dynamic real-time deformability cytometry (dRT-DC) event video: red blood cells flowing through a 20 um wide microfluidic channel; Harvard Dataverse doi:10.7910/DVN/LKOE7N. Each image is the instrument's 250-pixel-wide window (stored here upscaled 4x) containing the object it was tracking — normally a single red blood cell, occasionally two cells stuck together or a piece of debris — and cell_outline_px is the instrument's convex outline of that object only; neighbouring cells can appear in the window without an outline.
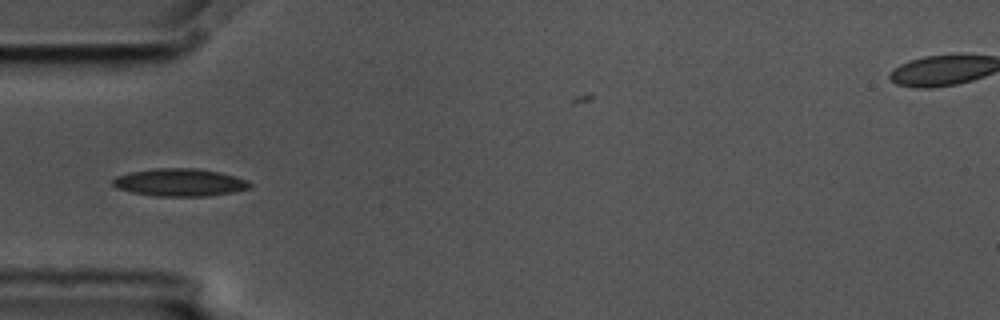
{"species": "common noctule bat (a hibernating species)", "species_latin": "Nyctalus noctula", "temperature_condition": "cold", "stored_images_in_passage": 8, "camera_frame_rate_fps": 3000, "um_per_image_px": 0.085, "animal": {"sex": "male", "body_mass_g": 17.5, "forearm_length_mm": 52.3}, "frame": {"image": 1, "passage_image": 4, "time_ms": 1.0, "image_size_px": [1000, 320], "cell_outline_px": [[252, 184], [248, 188], [232, 192], [204, 196], [156, 196], [132, 192], [116, 188], [112, 184], [112, 180], [116, 176], [128, 172], [156, 168], [196, 168], [220, 172], [248, 180]], "centroid_in_image_um": [15.24, 15.49], "position_along_channel_um": 69.8, "area_um2": 22.02}}